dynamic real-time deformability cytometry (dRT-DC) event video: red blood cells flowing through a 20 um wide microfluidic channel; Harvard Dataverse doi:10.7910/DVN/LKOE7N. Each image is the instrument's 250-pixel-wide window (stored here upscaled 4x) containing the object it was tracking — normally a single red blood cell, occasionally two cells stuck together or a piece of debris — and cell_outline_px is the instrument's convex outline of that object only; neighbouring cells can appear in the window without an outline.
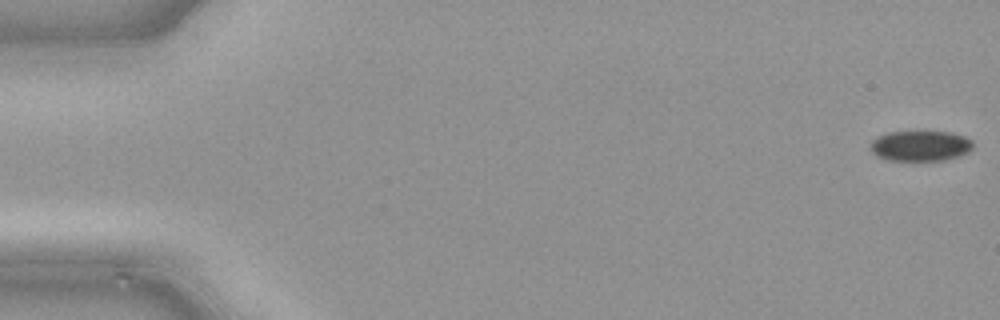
{"species": "common noctule bat (a hibernating species)", "species_latin": "Nyctalus noctula", "temperature_condition": "cold", "stored_images_in_passage": 46, "camera_frame_rate_fps": 3000, "um_per_image_px": 0.085, "animal": {"sex": "male", "body_mass_g": 21.5, "forearm_length_mm": 52.0}, "frame": {"image": 1, "passage_image": 1, "time_ms": 0.0, "image_size_px": [1000, 320], "cell_outline_px": [[972, 148], [968, 152], [960, 156], [944, 160], [888, 160], [876, 156], [868, 148], [872, 140], [876, 136], [888, 132], [948, 132], [964, 136], [972, 140]], "centroid_in_image_um": [78.19, 12.4], "position_along_channel_um": 6.8, "area_um2": 18.26}}
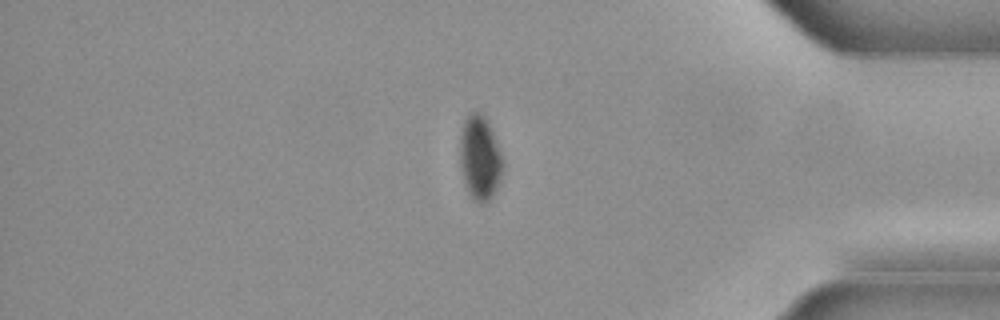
{"frame": {"image": 2, "passage_image": 41, "time_ms": 13.333, "image_size_px": [1000, 320], "cell_outline_px": [[504, 164], [500, 176], [492, 196], [484, 204], [480, 204], [472, 196], [464, 180], [460, 164], [460, 136], [464, 120], [468, 112], [480, 112], [484, 116], [492, 132], [500, 152]], "centroid_in_image_um": [40.77, 13.38], "position_along_channel_um": 394.4, "area_um2": 20.52}}